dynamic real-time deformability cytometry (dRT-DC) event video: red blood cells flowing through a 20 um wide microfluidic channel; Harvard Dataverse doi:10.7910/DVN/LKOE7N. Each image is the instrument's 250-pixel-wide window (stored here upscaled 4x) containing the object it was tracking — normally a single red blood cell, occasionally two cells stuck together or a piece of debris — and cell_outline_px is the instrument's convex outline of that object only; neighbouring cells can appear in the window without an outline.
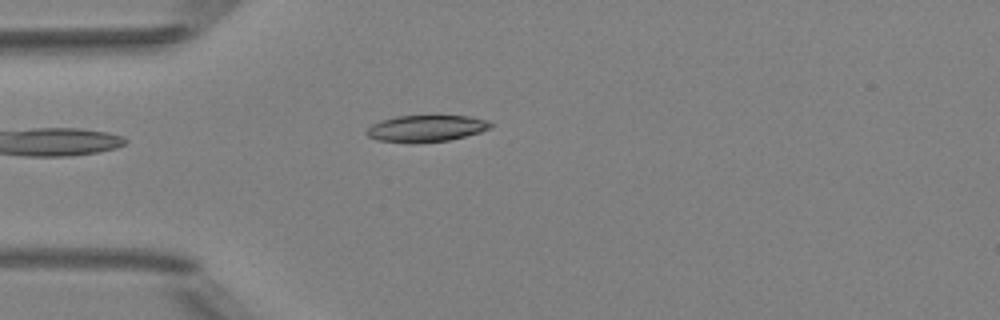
{"species": "Egyptian fruit bat (a non-hibernating species)", "species_latin": "Rousettus aegyptiacus", "temperature_condition": "room temperature", "stored_images_in_passage": 2, "camera_frame_rate_fps": 3000, "um_per_image_px": 0.085, "animal": {"sex": "female"}, "frame": {"image": 1, "passage_image": 2, "time_ms": 1.0, "image_size_px": [1000, 320], "cell_outline_px": [[492, 124], [488, 128], [480, 132], [448, 140], [380, 140], [368, 136], [364, 132], [372, 124], [380, 120], [396, 116], [468, 116], [488, 120]], "centroid_in_image_um": [36.23, 10.86], "position_along_channel_um": 48.8, "area_um2": 18.21}}